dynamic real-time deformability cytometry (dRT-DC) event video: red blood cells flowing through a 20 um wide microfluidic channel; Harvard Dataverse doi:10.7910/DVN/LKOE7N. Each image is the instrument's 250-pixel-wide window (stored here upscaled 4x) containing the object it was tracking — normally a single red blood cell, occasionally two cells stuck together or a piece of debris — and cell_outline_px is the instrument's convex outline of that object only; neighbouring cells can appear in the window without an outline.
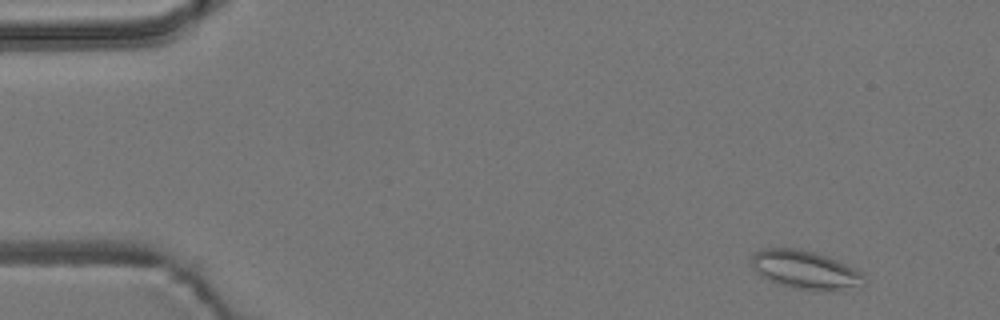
{"species": "common noctule bat (a hibernating species)", "species_latin": "Nyctalus noctula", "temperature_condition": "room temperature", "stored_images_in_passage": 55, "camera_frame_rate_fps": 3000, "um_per_image_px": 0.085, "animal": {"sex": "male", "body_mass_g": 19.2, "forearm_length_mm": 51.8}, "frame": {"image": 1, "passage_image": 4, "time_ms": 1.0, "image_size_px": [1000, 320], "cell_outline_px": [[864, 284], [832, 292], [800, 288], [780, 284], [768, 280], [760, 276], [752, 268], [752, 256], [760, 248], [796, 248], [828, 256], [860, 272], [864, 276]], "centroid_in_image_um": [68.41, 22.93], "position_along_channel_um": 16.6, "area_um2": 24.91}}
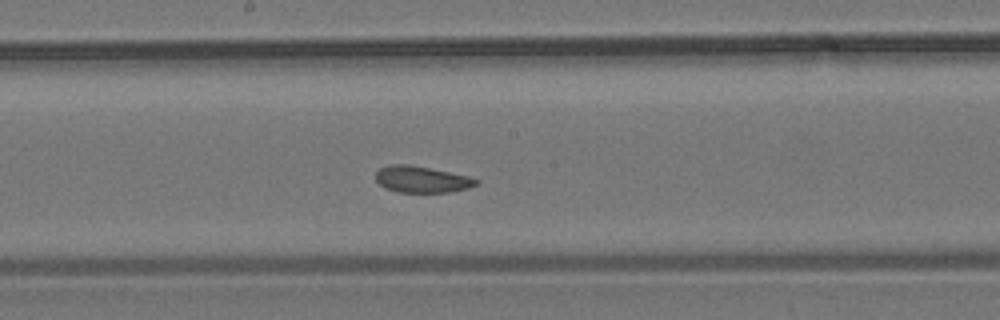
{"frame": {"image": 2, "passage_image": 29, "time_ms": 9.333, "image_size_px": [1000, 320], "cell_outline_px": [[480, 184], [468, 188], [452, 192], [400, 192], [384, 188], [376, 180], [376, 172], [380, 168], [392, 164], [408, 164], [468, 176], [480, 180]], "centroid_in_image_um": [35.87, 15.25], "position_along_channel_um": 212.3, "area_um2": 15.43}}
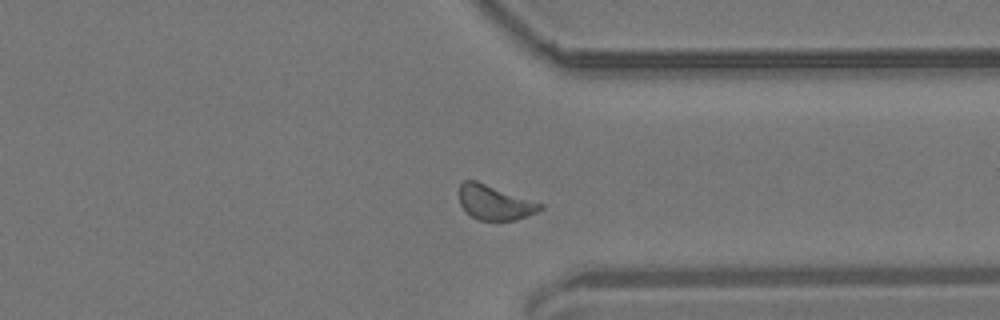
{"frame": {"image": 3, "passage_image": 42, "time_ms": 13.667, "image_size_px": [1000, 320], "cell_outline_px": [[544, 208], [528, 216], [512, 220], [480, 220], [472, 216], [460, 204], [460, 184], [464, 180], [476, 180], [544, 204]], "centroid_in_image_um": [42.07, 17.2], "position_along_channel_um": 369.3, "area_um2": 16.18}, "authors_computed_cell_mechanics": {"area_um2": 16.5886, "velocity_mm_per_s": 3.6638, "shape_relaxation_time_tau1_ms": null, "shape_relaxation_time_tau2_ms": 2.4362, "deformation_change_tau1": null, "deformation_change_tau2": 0.0834}}